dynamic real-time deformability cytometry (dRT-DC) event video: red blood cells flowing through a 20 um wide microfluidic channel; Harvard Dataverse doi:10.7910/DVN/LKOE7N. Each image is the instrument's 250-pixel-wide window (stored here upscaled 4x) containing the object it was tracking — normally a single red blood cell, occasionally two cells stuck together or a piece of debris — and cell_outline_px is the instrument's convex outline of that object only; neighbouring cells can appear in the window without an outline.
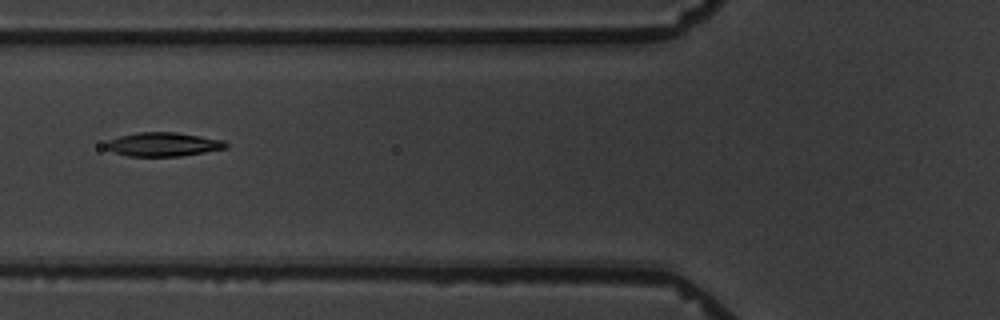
{"species": "common noctule bat (a hibernating species)", "species_latin": "Nyctalus noctula", "temperature_condition": "warm", "stored_images_in_passage": 10, "camera_frame_rate_fps": 3000, "um_per_image_px": 0.085, "animal": {"sex": "male", "body_mass_g": 19.5, "forearm_length_mm": 54.6}, "frame": {"image": 1, "passage_image": 5, "time_ms": 5.667, "image_size_px": [1000, 320], "cell_outline_px": [[228, 148], [180, 156], [128, 156], [116, 152], [108, 148], [104, 144], [108, 140], [120, 136], [136, 132], [176, 132], [224, 140], [228, 144]], "centroid_in_image_um": [13.9, 12.26], "position_along_channel_um": 111.9, "area_um2": 16.59}}
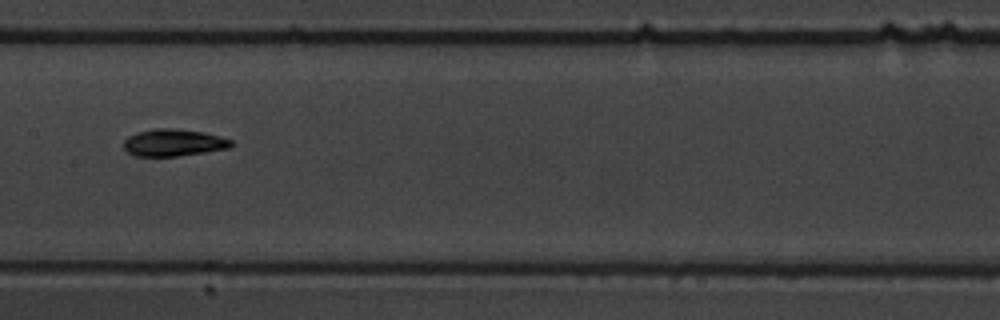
{"frame": {"image": 2, "passage_image": 7, "time_ms": 8.0, "image_size_px": [1000, 320], "cell_outline_px": [[236, 144], [228, 148], [204, 152], [176, 156], [136, 156], [128, 152], [124, 148], [124, 140], [128, 136], [140, 132], [156, 128], [172, 128], [204, 132], [220, 136], [232, 140]], "centroid_in_image_um": [14.78, 12.12], "position_along_channel_um": 192.6, "area_um2": 16.88}}
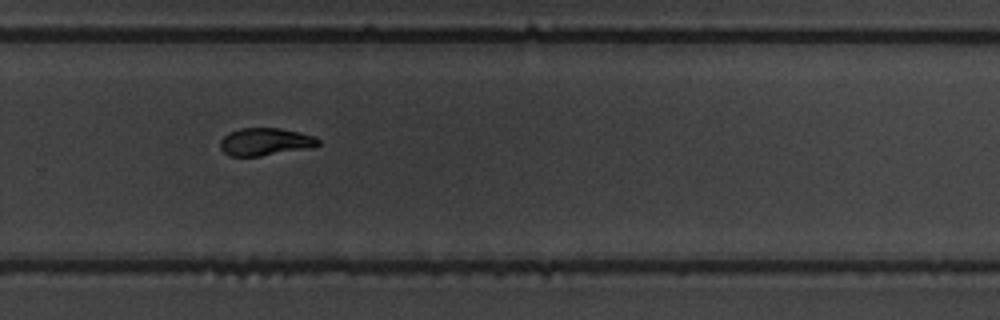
{"frame": {"image": 3, "passage_image": 10, "time_ms": 11.333, "image_size_px": [1000, 320], "cell_outline_px": [[320, 144], [312, 148], [260, 156], [228, 156], [220, 148], [220, 140], [228, 132], [240, 128], [280, 128], [300, 132], [312, 136], [320, 140]], "centroid_in_image_um": [22.54, 12.05], "position_along_channel_um": 307.3, "area_um2": 15.9}}